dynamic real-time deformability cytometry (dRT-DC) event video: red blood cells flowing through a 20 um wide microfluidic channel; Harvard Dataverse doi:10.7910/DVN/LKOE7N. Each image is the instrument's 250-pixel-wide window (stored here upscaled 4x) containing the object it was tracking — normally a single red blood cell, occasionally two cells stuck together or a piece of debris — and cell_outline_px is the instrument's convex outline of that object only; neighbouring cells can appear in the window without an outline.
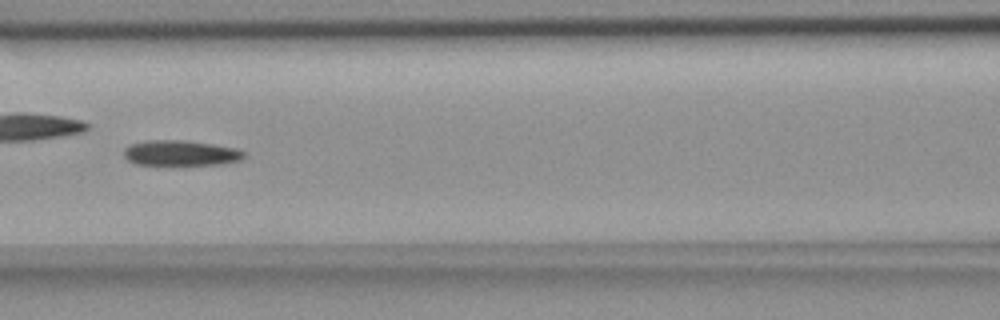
{"species": "common noctule bat (a hibernating species)", "species_latin": "Nyctalus noctula", "temperature_condition": "room temperature", "stored_images_in_passage": 56, "camera_frame_rate_fps": 3000, "um_per_image_px": 0.085, "animal": {"sex": "female", "body_mass_g": 18.4}, "frame": {"image": 1, "passage_image": 25, "time_ms": 8.0, "image_size_px": [1000, 320], "cell_outline_px": [[248, 156], [244, 160], [220, 164], [176, 168], [136, 164], [128, 160], [124, 156], [124, 148], [128, 144], [148, 140], [184, 140], [212, 144], [236, 148], [244, 152]], "centroid_in_image_um": [15.37, 13.06], "position_along_channel_um": 151.2, "area_um2": 19.02}}
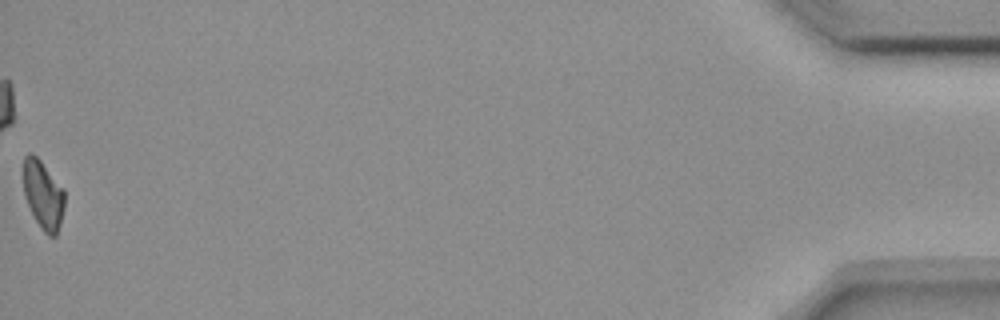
{"frame": {"image": 2, "passage_image": 56, "time_ms": 18.333, "image_size_px": [1000, 320], "cell_outline_px": [[64, 208], [60, 224], [56, 236], [48, 236], [44, 232], [36, 220], [28, 204], [24, 192], [24, 156], [28, 152], [36, 156], [40, 160], [64, 188]], "centroid_in_image_um": [3.69, 16.55], "position_along_channel_um": 431.5, "area_um2": 16.24}}